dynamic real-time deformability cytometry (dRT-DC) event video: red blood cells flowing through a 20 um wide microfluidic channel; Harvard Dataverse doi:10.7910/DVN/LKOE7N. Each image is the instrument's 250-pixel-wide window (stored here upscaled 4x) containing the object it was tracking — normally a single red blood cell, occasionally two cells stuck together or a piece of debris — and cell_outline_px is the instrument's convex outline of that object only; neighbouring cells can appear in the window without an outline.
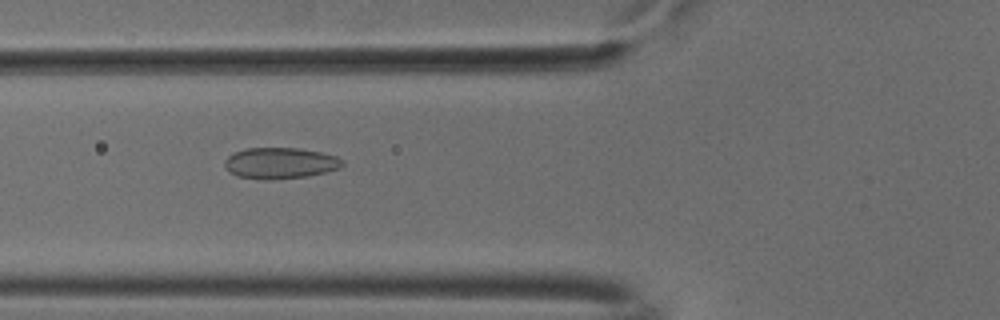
{"species": "common noctule bat (a hibernating species)", "species_latin": "Nyctalus noctula", "temperature_condition": "cold", "stored_images_in_passage": 53, "camera_frame_rate_fps": 3000, "um_per_image_px": 0.085, "animal": {"sex": "male", "body_mass_g": 18.8}, "frame": {"image": 1, "passage_image": 20, "time_ms": 6.333, "image_size_px": [1000, 320], "cell_outline_px": [[344, 164], [340, 168], [308, 176], [264, 180], [236, 176], [228, 172], [224, 168], [224, 160], [232, 152], [248, 148], [300, 148], [320, 152], [336, 156], [344, 160]], "centroid_in_image_um": [23.77, 13.86], "position_along_channel_um": 102.0, "area_um2": 21.56}}
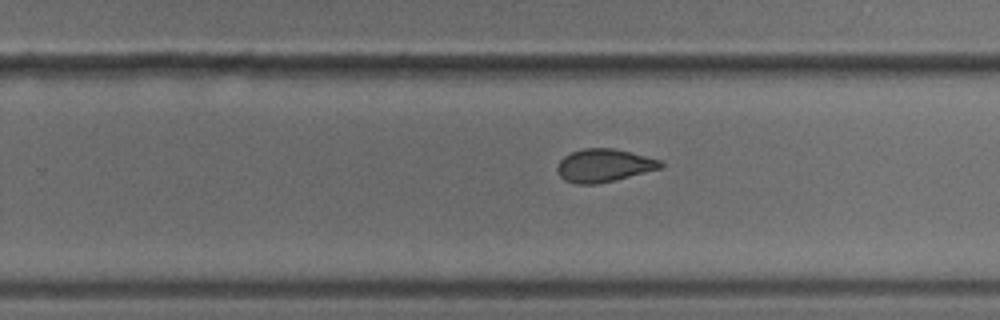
{"frame": {"image": 2, "passage_image": 34, "time_ms": 11.0, "image_size_px": [1000, 320], "cell_outline_px": [[664, 168], [596, 184], [576, 184], [564, 180], [556, 172], [556, 168], [560, 160], [564, 156], [572, 152], [584, 148], [612, 148], [660, 160], [664, 164]], "centroid_in_image_um": [51.31, 14.07], "position_along_channel_um": 278.5, "area_um2": 19.77}}
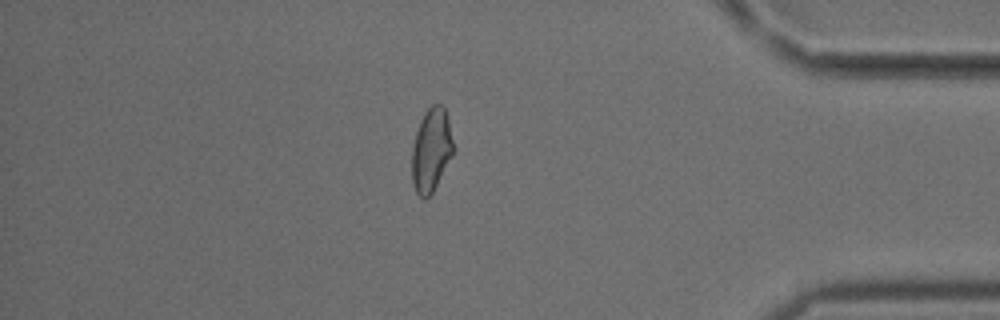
{"frame": {"image": 3, "passage_image": 46, "time_ms": 15.0, "image_size_px": [1000, 320], "cell_outline_px": [[452, 156], [432, 192], [424, 200], [416, 192], [412, 184], [412, 148], [416, 132], [420, 120], [424, 112], [432, 104], [440, 104], [444, 108], [448, 120], [452, 140]], "centroid_in_image_um": [36.63, 12.75], "position_along_channel_um": 398.6, "area_um2": 19.83}, "authors_computed_cell_mechanics": {"area_um2": 20.8658, "velocity_mm_per_s": 3.7702, "shape_relaxation_time_tau1_ms": 8.0746, "shape_relaxation_time_tau2_ms": 1.3397, "deformation_change_tau1": 0.1439, "deformation_change_tau2": 0.0701}}